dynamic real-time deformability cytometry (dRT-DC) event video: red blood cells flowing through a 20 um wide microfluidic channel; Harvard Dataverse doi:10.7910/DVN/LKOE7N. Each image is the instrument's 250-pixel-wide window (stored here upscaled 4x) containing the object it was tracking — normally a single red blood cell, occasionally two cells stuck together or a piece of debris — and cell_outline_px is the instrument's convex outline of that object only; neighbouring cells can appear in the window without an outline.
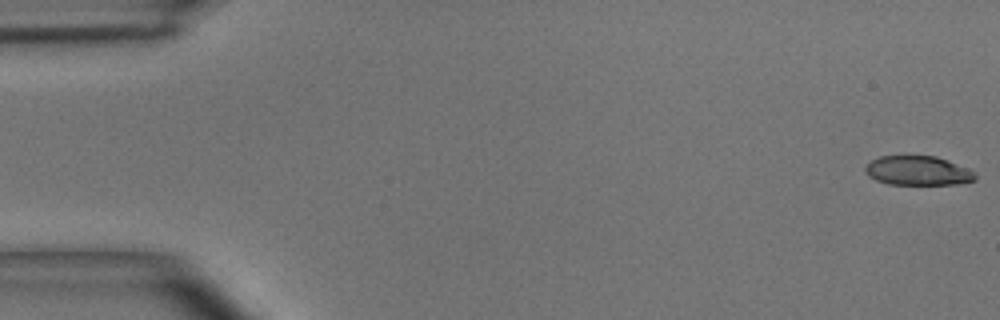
{"species": "common noctule bat (a hibernating species)", "species_latin": "Nyctalus noctula", "temperature_condition": "room temperature", "stored_images_in_passage": 5, "segment_of_instrument_passage": [2, 2], "camera_frame_rate_fps": 3000, "um_per_image_px": 0.085, "animal": {"sex": "male", "body_mass_g": 15.6}, "frame": {"image": 1, "passage_image": 5, "time_ms": 1.333, "image_size_px": [1000, 320], "cell_outline_px": [[976, 180], [956, 184], [888, 184], [876, 180], [868, 176], [864, 172], [864, 168], [872, 160], [880, 156], [936, 156], [948, 160], [968, 168], [976, 176]], "centroid_in_image_um": [78.0, 14.51], "position_along_channel_um": 7.0, "area_um2": 18.73}}